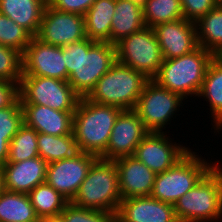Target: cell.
<instances>
[{
  "label": "cell",
  "mask_w": 222,
  "mask_h": 222,
  "mask_svg": "<svg viewBox=\"0 0 222 222\" xmlns=\"http://www.w3.org/2000/svg\"><path fill=\"white\" fill-rule=\"evenodd\" d=\"M62 52L67 67V82L80 97H86L116 62L115 45L87 37L67 44L62 47Z\"/></svg>",
  "instance_id": "cell-1"
},
{
  "label": "cell",
  "mask_w": 222,
  "mask_h": 222,
  "mask_svg": "<svg viewBox=\"0 0 222 222\" xmlns=\"http://www.w3.org/2000/svg\"><path fill=\"white\" fill-rule=\"evenodd\" d=\"M18 97V84L0 79V109L10 106Z\"/></svg>",
  "instance_id": "cell-37"
},
{
  "label": "cell",
  "mask_w": 222,
  "mask_h": 222,
  "mask_svg": "<svg viewBox=\"0 0 222 222\" xmlns=\"http://www.w3.org/2000/svg\"><path fill=\"white\" fill-rule=\"evenodd\" d=\"M23 124L21 100L18 97L10 106L0 109V138L10 143Z\"/></svg>",
  "instance_id": "cell-32"
},
{
  "label": "cell",
  "mask_w": 222,
  "mask_h": 222,
  "mask_svg": "<svg viewBox=\"0 0 222 222\" xmlns=\"http://www.w3.org/2000/svg\"><path fill=\"white\" fill-rule=\"evenodd\" d=\"M216 6H222V0H214Z\"/></svg>",
  "instance_id": "cell-43"
},
{
  "label": "cell",
  "mask_w": 222,
  "mask_h": 222,
  "mask_svg": "<svg viewBox=\"0 0 222 222\" xmlns=\"http://www.w3.org/2000/svg\"><path fill=\"white\" fill-rule=\"evenodd\" d=\"M61 215L66 222H116L114 213L80 208L69 202Z\"/></svg>",
  "instance_id": "cell-34"
},
{
  "label": "cell",
  "mask_w": 222,
  "mask_h": 222,
  "mask_svg": "<svg viewBox=\"0 0 222 222\" xmlns=\"http://www.w3.org/2000/svg\"><path fill=\"white\" fill-rule=\"evenodd\" d=\"M146 27L183 19L180 0H148L142 9Z\"/></svg>",
  "instance_id": "cell-29"
},
{
  "label": "cell",
  "mask_w": 222,
  "mask_h": 222,
  "mask_svg": "<svg viewBox=\"0 0 222 222\" xmlns=\"http://www.w3.org/2000/svg\"><path fill=\"white\" fill-rule=\"evenodd\" d=\"M148 80L143 73L116 61L86 98L94 103L133 110Z\"/></svg>",
  "instance_id": "cell-6"
},
{
  "label": "cell",
  "mask_w": 222,
  "mask_h": 222,
  "mask_svg": "<svg viewBox=\"0 0 222 222\" xmlns=\"http://www.w3.org/2000/svg\"><path fill=\"white\" fill-rule=\"evenodd\" d=\"M183 100L185 99L181 95L171 92L153 79H149L134 110L149 132H164L166 125L171 124L170 120L174 119V114L176 115V112L180 111Z\"/></svg>",
  "instance_id": "cell-10"
},
{
  "label": "cell",
  "mask_w": 222,
  "mask_h": 222,
  "mask_svg": "<svg viewBox=\"0 0 222 222\" xmlns=\"http://www.w3.org/2000/svg\"><path fill=\"white\" fill-rule=\"evenodd\" d=\"M37 144L39 156L48 164L75 156L78 146L74 134L53 136L38 132Z\"/></svg>",
  "instance_id": "cell-27"
},
{
  "label": "cell",
  "mask_w": 222,
  "mask_h": 222,
  "mask_svg": "<svg viewBox=\"0 0 222 222\" xmlns=\"http://www.w3.org/2000/svg\"><path fill=\"white\" fill-rule=\"evenodd\" d=\"M38 132L23 124L9 143L6 162H20L39 156L37 144Z\"/></svg>",
  "instance_id": "cell-30"
},
{
  "label": "cell",
  "mask_w": 222,
  "mask_h": 222,
  "mask_svg": "<svg viewBox=\"0 0 222 222\" xmlns=\"http://www.w3.org/2000/svg\"><path fill=\"white\" fill-rule=\"evenodd\" d=\"M22 76L50 77L67 81L62 47L43 43L36 36L22 53Z\"/></svg>",
  "instance_id": "cell-14"
},
{
  "label": "cell",
  "mask_w": 222,
  "mask_h": 222,
  "mask_svg": "<svg viewBox=\"0 0 222 222\" xmlns=\"http://www.w3.org/2000/svg\"><path fill=\"white\" fill-rule=\"evenodd\" d=\"M47 0H0V13L37 35Z\"/></svg>",
  "instance_id": "cell-21"
},
{
  "label": "cell",
  "mask_w": 222,
  "mask_h": 222,
  "mask_svg": "<svg viewBox=\"0 0 222 222\" xmlns=\"http://www.w3.org/2000/svg\"><path fill=\"white\" fill-rule=\"evenodd\" d=\"M129 1H131L133 4H136L141 9H143L147 4L148 0H129Z\"/></svg>",
  "instance_id": "cell-41"
},
{
  "label": "cell",
  "mask_w": 222,
  "mask_h": 222,
  "mask_svg": "<svg viewBox=\"0 0 222 222\" xmlns=\"http://www.w3.org/2000/svg\"><path fill=\"white\" fill-rule=\"evenodd\" d=\"M190 150L172 141L166 131L149 132L140 141L133 156L155 174H159L173 167Z\"/></svg>",
  "instance_id": "cell-11"
},
{
  "label": "cell",
  "mask_w": 222,
  "mask_h": 222,
  "mask_svg": "<svg viewBox=\"0 0 222 222\" xmlns=\"http://www.w3.org/2000/svg\"><path fill=\"white\" fill-rule=\"evenodd\" d=\"M48 163L40 156L20 162H6L3 168L6 191L28 194L46 182Z\"/></svg>",
  "instance_id": "cell-19"
},
{
  "label": "cell",
  "mask_w": 222,
  "mask_h": 222,
  "mask_svg": "<svg viewBox=\"0 0 222 222\" xmlns=\"http://www.w3.org/2000/svg\"><path fill=\"white\" fill-rule=\"evenodd\" d=\"M214 56L202 47L172 59H164L159 73L153 78L160 86L181 95L197 97L210 61Z\"/></svg>",
  "instance_id": "cell-5"
},
{
  "label": "cell",
  "mask_w": 222,
  "mask_h": 222,
  "mask_svg": "<svg viewBox=\"0 0 222 222\" xmlns=\"http://www.w3.org/2000/svg\"><path fill=\"white\" fill-rule=\"evenodd\" d=\"M33 36L12 19L0 13V45L24 52Z\"/></svg>",
  "instance_id": "cell-31"
},
{
  "label": "cell",
  "mask_w": 222,
  "mask_h": 222,
  "mask_svg": "<svg viewBox=\"0 0 222 222\" xmlns=\"http://www.w3.org/2000/svg\"><path fill=\"white\" fill-rule=\"evenodd\" d=\"M21 107L24 124L34 128L37 132L53 136L73 133L75 111H59L36 104H21Z\"/></svg>",
  "instance_id": "cell-20"
},
{
  "label": "cell",
  "mask_w": 222,
  "mask_h": 222,
  "mask_svg": "<svg viewBox=\"0 0 222 222\" xmlns=\"http://www.w3.org/2000/svg\"><path fill=\"white\" fill-rule=\"evenodd\" d=\"M32 206L40 220L61 215L69 201L47 182L37 185L28 193Z\"/></svg>",
  "instance_id": "cell-28"
},
{
  "label": "cell",
  "mask_w": 222,
  "mask_h": 222,
  "mask_svg": "<svg viewBox=\"0 0 222 222\" xmlns=\"http://www.w3.org/2000/svg\"><path fill=\"white\" fill-rule=\"evenodd\" d=\"M116 0H96L84 15L86 37L110 43L111 23Z\"/></svg>",
  "instance_id": "cell-24"
},
{
  "label": "cell",
  "mask_w": 222,
  "mask_h": 222,
  "mask_svg": "<svg viewBox=\"0 0 222 222\" xmlns=\"http://www.w3.org/2000/svg\"><path fill=\"white\" fill-rule=\"evenodd\" d=\"M5 190L4 188V174H3V168L0 167V194Z\"/></svg>",
  "instance_id": "cell-40"
},
{
  "label": "cell",
  "mask_w": 222,
  "mask_h": 222,
  "mask_svg": "<svg viewBox=\"0 0 222 222\" xmlns=\"http://www.w3.org/2000/svg\"><path fill=\"white\" fill-rule=\"evenodd\" d=\"M97 158L78 152L71 158L51 162L47 165L46 182L71 202Z\"/></svg>",
  "instance_id": "cell-13"
},
{
  "label": "cell",
  "mask_w": 222,
  "mask_h": 222,
  "mask_svg": "<svg viewBox=\"0 0 222 222\" xmlns=\"http://www.w3.org/2000/svg\"><path fill=\"white\" fill-rule=\"evenodd\" d=\"M218 161L174 204L179 222H217L222 220V166Z\"/></svg>",
  "instance_id": "cell-3"
},
{
  "label": "cell",
  "mask_w": 222,
  "mask_h": 222,
  "mask_svg": "<svg viewBox=\"0 0 222 222\" xmlns=\"http://www.w3.org/2000/svg\"><path fill=\"white\" fill-rule=\"evenodd\" d=\"M163 59L189 54L199 47L196 23L185 18L153 27Z\"/></svg>",
  "instance_id": "cell-16"
},
{
  "label": "cell",
  "mask_w": 222,
  "mask_h": 222,
  "mask_svg": "<svg viewBox=\"0 0 222 222\" xmlns=\"http://www.w3.org/2000/svg\"><path fill=\"white\" fill-rule=\"evenodd\" d=\"M214 58L222 64V49L216 54L214 55Z\"/></svg>",
  "instance_id": "cell-42"
},
{
  "label": "cell",
  "mask_w": 222,
  "mask_h": 222,
  "mask_svg": "<svg viewBox=\"0 0 222 222\" xmlns=\"http://www.w3.org/2000/svg\"><path fill=\"white\" fill-rule=\"evenodd\" d=\"M96 0H48L54 9L79 15H85Z\"/></svg>",
  "instance_id": "cell-36"
},
{
  "label": "cell",
  "mask_w": 222,
  "mask_h": 222,
  "mask_svg": "<svg viewBox=\"0 0 222 222\" xmlns=\"http://www.w3.org/2000/svg\"><path fill=\"white\" fill-rule=\"evenodd\" d=\"M43 43L64 47L86 38L83 15L45 7L40 28L36 35Z\"/></svg>",
  "instance_id": "cell-12"
},
{
  "label": "cell",
  "mask_w": 222,
  "mask_h": 222,
  "mask_svg": "<svg viewBox=\"0 0 222 222\" xmlns=\"http://www.w3.org/2000/svg\"><path fill=\"white\" fill-rule=\"evenodd\" d=\"M0 222H41L26 193L4 190L0 194Z\"/></svg>",
  "instance_id": "cell-25"
},
{
  "label": "cell",
  "mask_w": 222,
  "mask_h": 222,
  "mask_svg": "<svg viewBox=\"0 0 222 222\" xmlns=\"http://www.w3.org/2000/svg\"><path fill=\"white\" fill-rule=\"evenodd\" d=\"M190 150L168 170L156 174L151 197L174 205L180 197L192 189L217 163L209 162Z\"/></svg>",
  "instance_id": "cell-7"
},
{
  "label": "cell",
  "mask_w": 222,
  "mask_h": 222,
  "mask_svg": "<svg viewBox=\"0 0 222 222\" xmlns=\"http://www.w3.org/2000/svg\"><path fill=\"white\" fill-rule=\"evenodd\" d=\"M18 95L21 104L48 106L59 111H75L80 99L67 81L40 76H22Z\"/></svg>",
  "instance_id": "cell-9"
},
{
  "label": "cell",
  "mask_w": 222,
  "mask_h": 222,
  "mask_svg": "<svg viewBox=\"0 0 222 222\" xmlns=\"http://www.w3.org/2000/svg\"><path fill=\"white\" fill-rule=\"evenodd\" d=\"M22 77V54L13 48L0 45V79L17 83Z\"/></svg>",
  "instance_id": "cell-33"
},
{
  "label": "cell",
  "mask_w": 222,
  "mask_h": 222,
  "mask_svg": "<svg viewBox=\"0 0 222 222\" xmlns=\"http://www.w3.org/2000/svg\"><path fill=\"white\" fill-rule=\"evenodd\" d=\"M183 17L192 22H197L215 6L214 0H180Z\"/></svg>",
  "instance_id": "cell-35"
},
{
  "label": "cell",
  "mask_w": 222,
  "mask_h": 222,
  "mask_svg": "<svg viewBox=\"0 0 222 222\" xmlns=\"http://www.w3.org/2000/svg\"><path fill=\"white\" fill-rule=\"evenodd\" d=\"M121 111L120 107L80 97L73 117V134L79 152L101 157L106 152L112 128Z\"/></svg>",
  "instance_id": "cell-2"
},
{
  "label": "cell",
  "mask_w": 222,
  "mask_h": 222,
  "mask_svg": "<svg viewBox=\"0 0 222 222\" xmlns=\"http://www.w3.org/2000/svg\"><path fill=\"white\" fill-rule=\"evenodd\" d=\"M121 199L146 197L152 193L156 174L134 156L115 159Z\"/></svg>",
  "instance_id": "cell-18"
},
{
  "label": "cell",
  "mask_w": 222,
  "mask_h": 222,
  "mask_svg": "<svg viewBox=\"0 0 222 222\" xmlns=\"http://www.w3.org/2000/svg\"><path fill=\"white\" fill-rule=\"evenodd\" d=\"M116 61L153 79L160 71L163 56L154 29L144 27L115 44Z\"/></svg>",
  "instance_id": "cell-8"
},
{
  "label": "cell",
  "mask_w": 222,
  "mask_h": 222,
  "mask_svg": "<svg viewBox=\"0 0 222 222\" xmlns=\"http://www.w3.org/2000/svg\"><path fill=\"white\" fill-rule=\"evenodd\" d=\"M196 29L199 46L216 55L222 49V6H215L201 17Z\"/></svg>",
  "instance_id": "cell-26"
},
{
  "label": "cell",
  "mask_w": 222,
  "mask_h": 222,
  "mask_svg": "<svg viewBox=\"0 0 222 222\" xmlns=\"http://www.w3.org/2000/svg\"><path fill=\"white\" fill-rule=\"evenodd\" d=\"M115 160L97 158L71 203L80 208L116 214L121 202Z\"/></svg>",
  "instance_id": "cell-4"
},
{
  "label": "cell",
  "mask_w": 222,
  "mask_h": 222,
  "mask_svg": "<svg viewBox=\"0 0 222 222\" xmlns=\"http://www.w3.org/2000/svg\"><path fill=\"white\" fill-rule=\"evenodd\" d=\"M148 133L134 109L122 110L112 128L106 152L100 158L115 160L124 156H133L138 144Z\"/></svg>",
  "instance_id": "cell-15"
},
{
  "label": "cell",
  "mask_w": 222,
  "mask_h": 222,
  "mask_svg": "<svg viewBox=\"0 0 222 222\" xmlns=\"http://www.w3.org/2000/svg\"><path fill=\"white\" fill-rule=\"evenodd\" d=\"M145 27L143 11L129 0H116L111 23L110 43L115 45Z\"/></svg>",
  "instance_id": "cell-22"
},
{
  "label": "cell",
  "mask_w": 222,
  "mask_h": 222,
  "mask_svg": "<svg viewBox=\"0 0 222 222\" xmlns=\"http://www.w3.org/2000/svg\"><path fill=\"white\" fill-rule=\"evenodd\" d=\"M209 102L215 132L222 128V64L213 58L206 70L201 90L197 96Z\"/></svg>",
  "instance_id": "cell-23"
},
{
  "label": "cell",
  "mask_w": 222,
  "mask_h": 222,
  "mask_svg": "<svg viewBox=\"0 0 222 222\" xmlns=\"http://www.w3.org/2000/svg\"><path fill=\"white\" fill-rule=\"evenodd\" d=\"M116 222H179L174 205L151 196L122 199Z\"/></svg>",
  "instance_id": "cell-17"
},
{
  "label": "cell",
  "mask_w": 222,
  "mask_h": 222,
  "mask_svg": "<svg viewBox=\"0 0 222 222\" xmlns=\"http://www.w3.org/2000/svg\"><path fill=\"white\" fill-rule=\"evenodd\" d=\"M41 222H66L62 215L47 217L41 220Z\"/></svg>",
  "instance_id": "cell-39"
},
{
  "label": "cell",
  "mask_w": 222,
  "mask_h": 222,
  "mask_svg": "<svg viewBox=\"0 0 222 222\" xmlns=\"http://www.w3.org/2000/svg\"><path fill=\"white\" fill-rule=\"evenodd\" d=\"M9 154V142L4 139L0 138V167H2L7 159Z\"/></svg>",
  "instance_id": "cell-38"
}]
</instances>
